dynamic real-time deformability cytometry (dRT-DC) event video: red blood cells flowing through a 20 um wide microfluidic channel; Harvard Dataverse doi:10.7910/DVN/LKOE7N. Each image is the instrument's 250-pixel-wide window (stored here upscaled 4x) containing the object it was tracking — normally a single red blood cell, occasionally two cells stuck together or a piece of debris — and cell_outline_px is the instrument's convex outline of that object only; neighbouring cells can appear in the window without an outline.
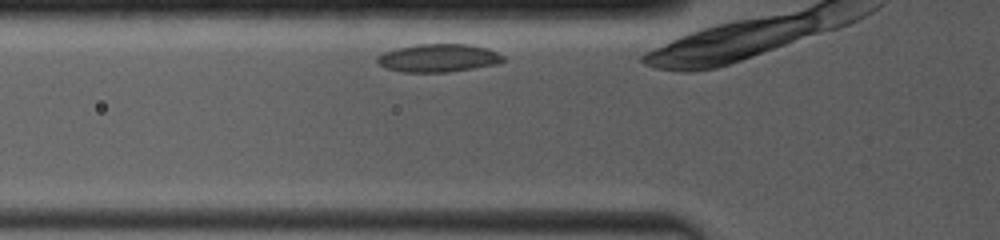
{"species": "common noctule bat (a hibernating species)", "species_latin": "Nyctalus noctula", "temperature_condition": "room temperature", "stored_images_in_passage": 5, "camera_frame_rate_fps": 4000, "um_per_image_px": 0.085, "animal": {"sex": "female", "body_mass_g": 19.0, "forearm_length_mm": 53.3}, "frame": {"image": 1, "passage_image": 2, "time_ms": 0.75, "image_size_px": [1000, 240], "cell_outline_px": [[504, 60], [500, 64], [448, 72], [400, 72], [384, 68], [376, 60], [376, 56], [384, 52], [396, 48], [416, 44], [468, 44], [484, 48], [496, 52], [504, 56]], "centroid_in_image_um": [37.23, 4.94], "position_along_channel_um": 88.6, "area_um2": 20.69}}